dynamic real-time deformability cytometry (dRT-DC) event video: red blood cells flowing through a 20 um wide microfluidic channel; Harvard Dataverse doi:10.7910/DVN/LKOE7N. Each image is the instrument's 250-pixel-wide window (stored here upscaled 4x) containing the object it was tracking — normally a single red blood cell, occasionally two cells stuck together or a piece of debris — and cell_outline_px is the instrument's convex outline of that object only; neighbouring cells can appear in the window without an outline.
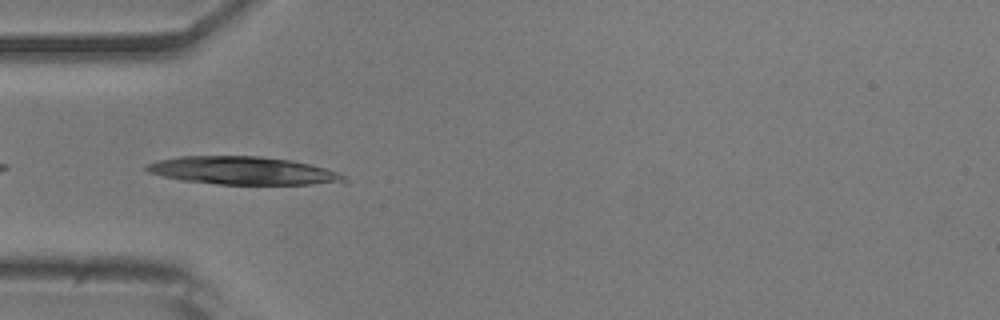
{"species": "common noctule bat (a hibernating species)", "species_latin": "Nyctalus noctula", "temperature_condition": "room temperature", "stored_images_in_passage": 19, "camera_frame_rate_fps": 3000, "um_per_image_px": 0.085, "animal": {"sex": "male", "body_mass_g": 20.5, "forearm_length_mm": 52.5}, "frame": {"image": 1, "passage_image": 16, "time_ms": 5.0, "image_size_px": [1000, 320], "cell_outline_px": [[348, 184], [216, 184], [184, 180], [164, 176], [148, 172], [144, 168], [148, 164], [160, 160], [180, 156], [260, 156], [292, 160], [340, 172], [348, 180]], "centroid_in_image_um": [20.76, 14.51], "position_along_channel_um": 64.2, "area_um2": 32.19}}